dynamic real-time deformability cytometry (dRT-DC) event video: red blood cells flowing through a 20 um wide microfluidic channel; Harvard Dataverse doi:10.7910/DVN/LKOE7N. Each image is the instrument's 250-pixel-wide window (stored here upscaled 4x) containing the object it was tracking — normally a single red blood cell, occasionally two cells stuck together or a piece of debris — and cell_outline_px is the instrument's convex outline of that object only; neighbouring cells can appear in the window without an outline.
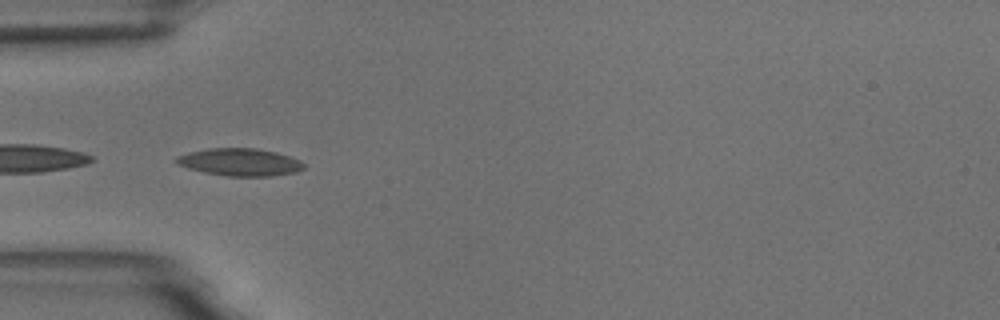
{"species": "common noctule bat (a hibernating species)", "species_latin": "Nyctalus noctula", "temperature_condition": "room temperature", "stored_images_in_passage": 19, "camera_frame_rate_fps": 3000, "um_per_image_px": 0.085, "animal": {"sex": "male", "body_mass_g": 18.8}, "frame": {"image": 1, "passage_image": 16, "time_ms": 5.0, "image_size_px": [1000, 320], "cell_outline_px": [[304, 168], [296, 172], [272, 176], [228, 176], [204, 172], [188, 168], [176, 164], [172, 160], [176, 156], [188, 152], [208, 148], [256, 148], [276, 152], [300, 160], [304, 164]], "centroid_in_image_um": [20.35, 13.77], "position_along_channel_um": 64.7, "area_um2": 20.52}}